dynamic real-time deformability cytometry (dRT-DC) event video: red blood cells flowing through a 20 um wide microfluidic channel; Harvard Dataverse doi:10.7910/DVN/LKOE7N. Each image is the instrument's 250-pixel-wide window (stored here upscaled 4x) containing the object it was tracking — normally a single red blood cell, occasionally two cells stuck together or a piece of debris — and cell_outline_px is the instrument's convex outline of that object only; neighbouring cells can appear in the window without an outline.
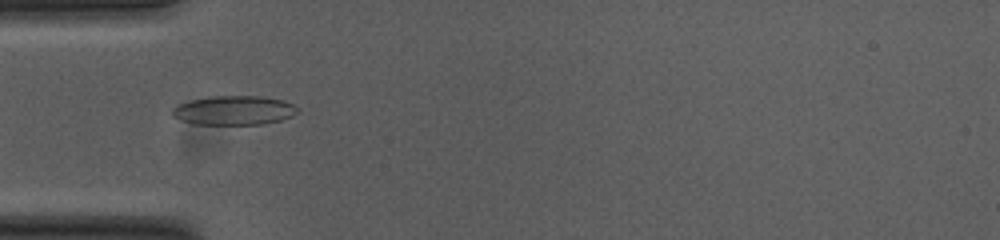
{"species": "common noctule bat (a hibernating species)", "species_latin": "Nyctalus noctula", "temperature_condition": "cold", "stored_images_in_passage": 54, "camera_frame_rate_fps": 3000, "um_per_image_px": 0.085, "animal": {"sex": "female", "body_mass_g": 23.0, "forearm_length_mm": 53.4}, "frame": {"image": 1, "passage_image": 17, "time_ms": 5.333, "image_size_px": [1000, 240], "cell_outline_px": [[300, 112], [292, 116], [280, 120], [264, 124], [196, 124], [172, 116], [172, 108], [176, 104], [192, 100], [212, 96], [260, 96], [284, 100], [292, 104]], "centroid_in_image_um": [19.9, 9.37], "position_along_channel_um": 65.1, "area_um2": 21.21}}
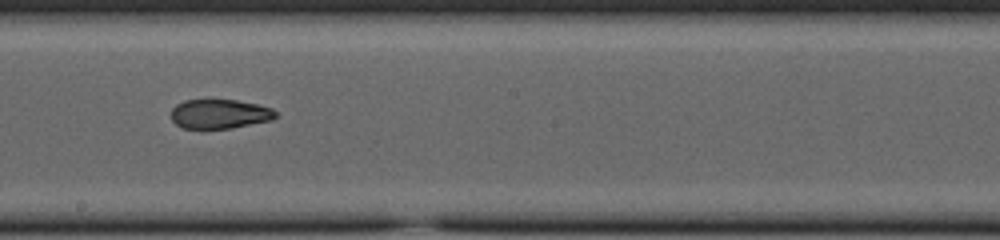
{"frame": {"image": 2, "passage_image": 30, "time_ms": 9.667, "image_size_px": [1000, 240], "cell_outline_px": [[276, 116], [272, 120], [232, 128], [204, 132], [180, 128], [172, 120], [172, 108], [176, 104], [184, 100], [236, 100], [256, 104], [272, 108], [276, 112]], "centroid_in_image_um": [18.61, 9.74], "position_along_channel_um": 229.6, "area_um2": 18.55}}
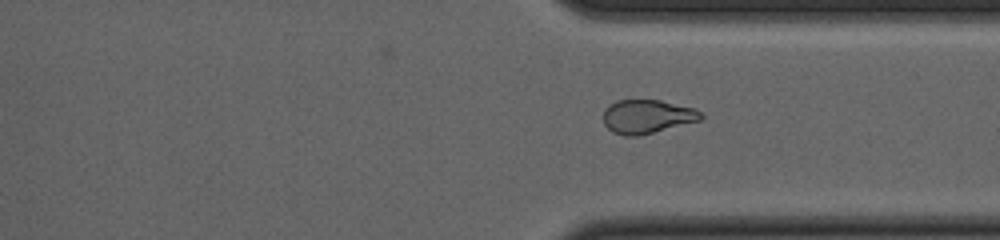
{"frame": {"image": 3, "passage_image": 40, "time_ms": 13.0, "image_size_px": [1000, 240], "cell_outline_px": [[704, 116], [700, 120], [640, 136], [624, 136], [612, 132], [604, 124], [604, 108], [616, 100], [660, 100], [696, 108]], "centroid_in_image_um": [55.0, 9.91], "position_along_channel_um": 356.4, "area_um2": 19.31}, "authors_computed_cell_mechanics": {"area_um2": 20.0566, "velocity_mm_per_s": 3.7948, "shape_relaxation_time_tau1_ms": null, "shape_relaxation_time_tau2_ms": 2.874, "deformation_change_tau1": null, "deformation_change_tau2": 0.0857}}